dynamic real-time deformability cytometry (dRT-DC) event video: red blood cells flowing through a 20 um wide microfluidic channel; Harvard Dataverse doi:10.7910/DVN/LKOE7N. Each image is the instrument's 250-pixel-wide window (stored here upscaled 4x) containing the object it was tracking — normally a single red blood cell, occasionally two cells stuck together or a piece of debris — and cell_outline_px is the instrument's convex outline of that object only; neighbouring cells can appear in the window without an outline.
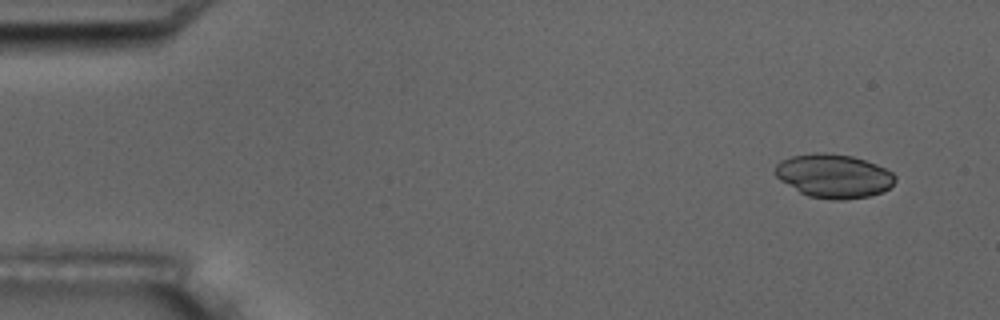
{"species": "common noctule bat (a hibernating species)", "species_latin": "Nyctalus noctula", "temperature_condition": "room temperature", "stored_images_in_passage": 4, "camera_frame_rate_fps": 3000, "um_per_image_px": 0.085, "animal": {"sex": "male", "body_mass_g": 17.5, "forearm_length_mm": 52.3}, "frame": {"image": 1, "passage_image": 1, "time_ms": 0.0, "image_size_px": [1000, 320], "cell_outline_px": [[896, 180], [888, 188], [880, 192], [868, 196], [844, 200], [832, 200], [808, 196], [800, 192], [780, 180], [772, 172], [776, 164], [780, 160], [792, 156], [812, 152], [824, 152], [852, 156], [876, 164], [892, 172], [896, 176]], "centroid_in_image_um": [70.82, 14.95], "position_along_channel_um": 14.2, "area_um2": 30.69}}
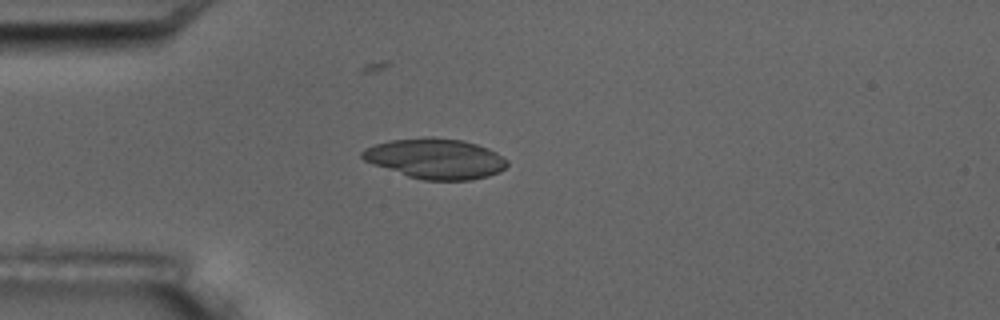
{"frame": {"image": 2, "passage_image": 4, "time_ms": 3.667, "image_size_px": [1000, 320], "cell_outline_px": [[508, 164], [500, 172], [488, 176], [468, 180], [424, 180], [408, 176], [372, 164], [364, 160], [360, 156], [360, 152], [364, 148], [388, 140], [424, 136], [432, 136], [464, 140], [488, 148], [496, 152], [508, 160]], "centroid_in_image_um": [37.0, 13.46], "position_along_channel_um": 48.0, "area_um2": 34.33}}